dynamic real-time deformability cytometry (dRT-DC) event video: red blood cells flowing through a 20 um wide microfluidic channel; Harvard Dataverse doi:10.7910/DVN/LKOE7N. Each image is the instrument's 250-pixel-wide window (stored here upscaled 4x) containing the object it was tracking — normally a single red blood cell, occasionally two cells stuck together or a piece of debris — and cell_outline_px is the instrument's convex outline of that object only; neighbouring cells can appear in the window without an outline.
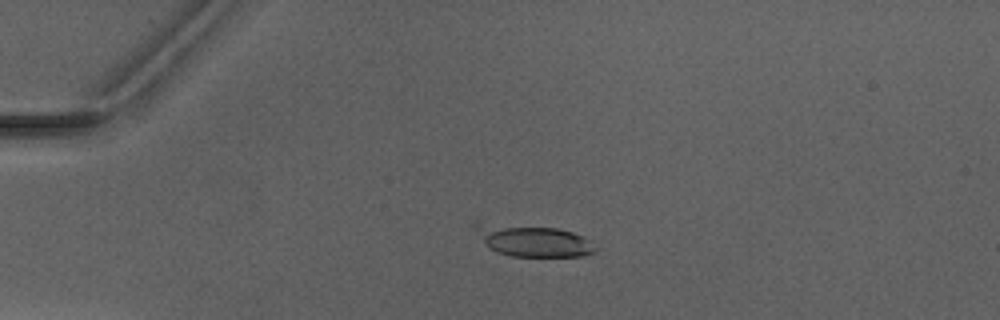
{"species": "Egyptian fruit bat (a non-hibernating species)", "species_latin": "Rousettus aegyptiacus", "temperature_condition": "warm", "stored_images_in_passage": 6, "camera_frame_rate_fps": 3000, "um_per_image_px": 0.085, "animal": {"sex": "male"}, "frame": {"image": 1, "passage_image": 5, "time_ms": 6.333, "image_size_px": [1000, 320], "cell_outline_px": [[596, 252], [580, 256], [512, 256], [496, 252], [484, 244], [472, 224], [472, 220], [476, 220], [556, 228], [572, 232], [584, 236], [592, 240], [596, 248]], "centroid_in_image_um": [45.23, 20.41], "position_along_channel_um": 39.8, "area_um2": 22.77}}